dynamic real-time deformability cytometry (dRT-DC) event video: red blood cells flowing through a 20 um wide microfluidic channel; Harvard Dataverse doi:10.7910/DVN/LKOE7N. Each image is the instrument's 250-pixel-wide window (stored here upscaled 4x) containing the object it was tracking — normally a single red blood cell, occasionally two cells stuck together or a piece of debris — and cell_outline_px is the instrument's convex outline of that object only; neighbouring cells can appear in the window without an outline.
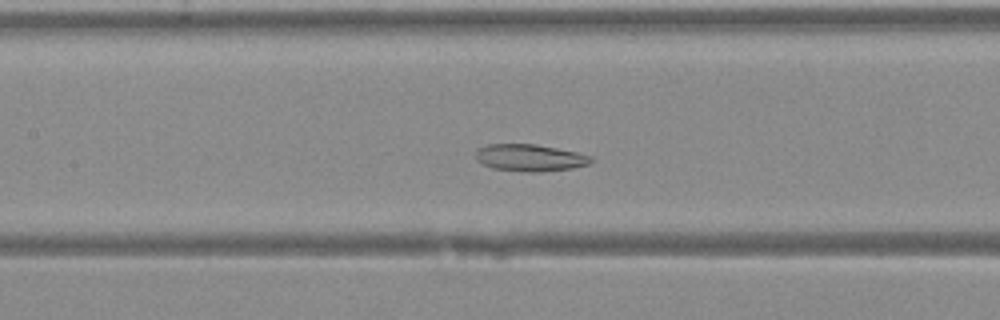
{"species": "Egyptian fruit bat (a non-hibernating species)", "species_latin": "Rousettus aegyptiacus", "temperature_condition": "warm", "stored_images_in_passage": 33, "camera_frame_rate_fps": 3000, "um_per_image_px": 0.085, "animal": {"sex": "female"}, "frame": {"image": 1, "passage_image": 11, "time_ms": 3.333, "image_size_px": [1000, 320], "cell_outline_px": [[592, 160], [588, 164], [572, 168], [540, 172], [528, 172], [492, 168], [480, 164], [476, 160], [476, 148], [488, 144], [536, 144], [576, 152], [592, 156]], "centroid_in_image_um": [44.99, 13.41], "position_along_channel_um": 162.4, "area_um2": 18.21}}
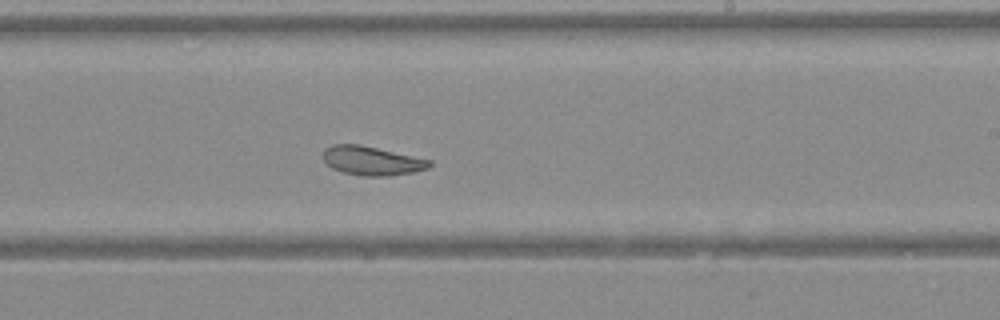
{"frame": {"image": 2, "passage_image": 17, "time_ms": 5.333, "image_size_px": [1000, 320], "cell_outline_px": [[432, 164], [428, 168], [412, 172], [392, 176], [364, 176], [344, 172], [332, 168], [324, 160], [324, 148], [332, 144], [360, 144], [432, 160]], "centroid_in_image_um": [31.62, 13.66], "position_along_channel_um": 257.4, "area_um2": 17.92}}
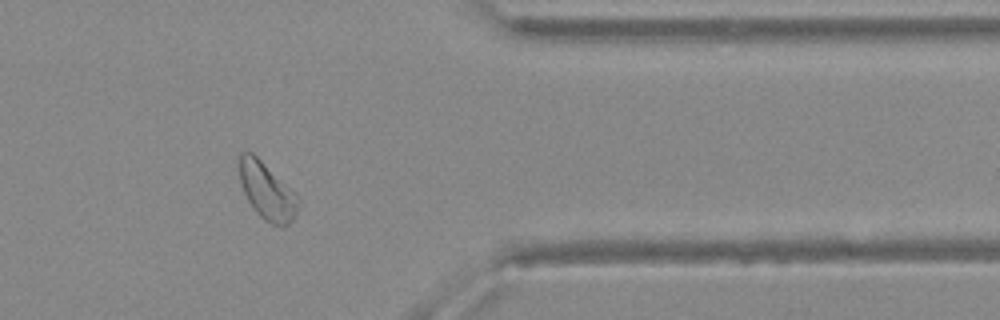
{"frame": {"image": 3, "passage_image": 26, "time_ms": 8.333, "image_size_px": [1000, 320], "cell_outline_px": [[300, 204], [292, 220], [284, 228], [272, 224], [264, 220], [256, 212], [248, 200], [244, 192], [240, 180], [240, 152], [252, 152], [300, 200]], "centroid_in_image_um": [22.68, 16.3], "position_along_channel_um": 388.7, "area_um2": 18.84}}